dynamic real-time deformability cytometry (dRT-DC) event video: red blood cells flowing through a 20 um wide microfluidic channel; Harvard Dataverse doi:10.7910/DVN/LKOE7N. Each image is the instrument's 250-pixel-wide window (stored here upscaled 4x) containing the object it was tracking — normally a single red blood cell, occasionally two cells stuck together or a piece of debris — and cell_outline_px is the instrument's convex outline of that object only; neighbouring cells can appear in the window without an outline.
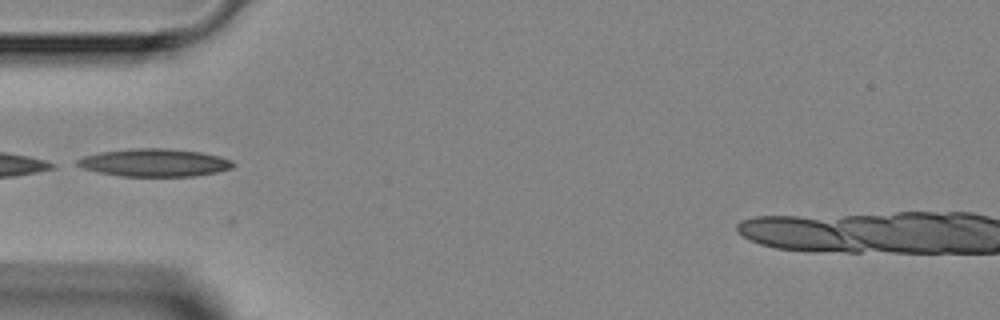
{"species": "Egyptian fruit bat (a non-hibernating species)", "species_latin": "Rousettus aegyptiacus", "temperature_condition": "room temperature", "stored_images_in_passage": 4, "camera_frame_rate_fps": 3000, "um_per_image_px": 0.085, "animal": {"sex": "female"}, "frame": {"image": 1, "passage_image": 4, "time_ms": 3.333, "image_size_px": [1000, 320], "cell_outline_px": [[236, 164], [232, 168], [216, 172], [192, 176], [120, 176], [96, 172], [84, 168], [76, 164], [76, 160], [84, 156], [100, 152], [136, 148], [164, 148], [200, 152], [220, 156], [232, 160]], "centroid_in_image_um": [13.14, 13.82], "position_along_channel_um": 71.9, "area_um2": 25.14}}